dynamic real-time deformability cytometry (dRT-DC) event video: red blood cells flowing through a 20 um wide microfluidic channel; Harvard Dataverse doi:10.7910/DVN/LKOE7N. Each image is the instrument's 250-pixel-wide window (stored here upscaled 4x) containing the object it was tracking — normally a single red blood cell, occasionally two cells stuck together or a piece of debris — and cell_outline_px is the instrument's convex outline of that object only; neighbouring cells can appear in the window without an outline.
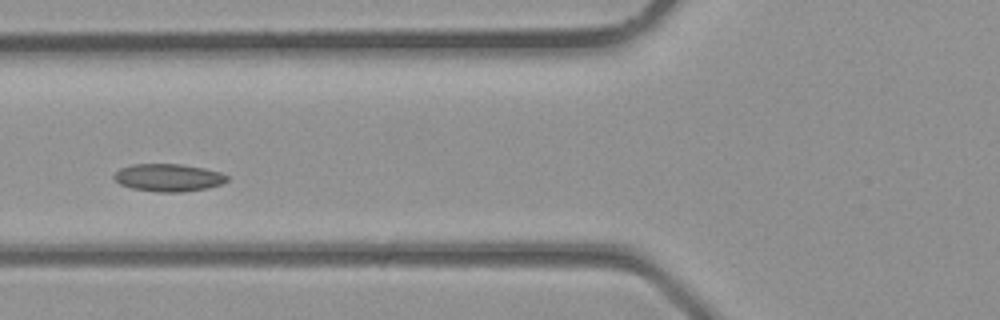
{"species": "common noctule bat (a hibernating species)", "species_latin": "Nyctalus noctula", "temperature_condition": "room temperature", "stored_images_in_passage": 4, "camera_frame_rate_fps": 3000, "um_per_image_px": 0.085, "animal": {"sex": "male", "body_mass_g": 23.1, "forearm_length_mm": 52.7}, "frame": {"image": 1, "passage_image": 4, "time_ms": 1.0, "image_size_px": [1000, 320], "cell_outline_px": [[228, 180], [220, 184], [208, 188], [184, 192], [156, 192], [132, 188], [120, 184], [112, 176], [120, 168], [132, 164], [180, 164], [204, 168], [220, 172], [228, 176]], "centroid_in_image_um": [14.31, 15.1], "position_along_channel_um": 111.5, "area_um2": 18.21}}